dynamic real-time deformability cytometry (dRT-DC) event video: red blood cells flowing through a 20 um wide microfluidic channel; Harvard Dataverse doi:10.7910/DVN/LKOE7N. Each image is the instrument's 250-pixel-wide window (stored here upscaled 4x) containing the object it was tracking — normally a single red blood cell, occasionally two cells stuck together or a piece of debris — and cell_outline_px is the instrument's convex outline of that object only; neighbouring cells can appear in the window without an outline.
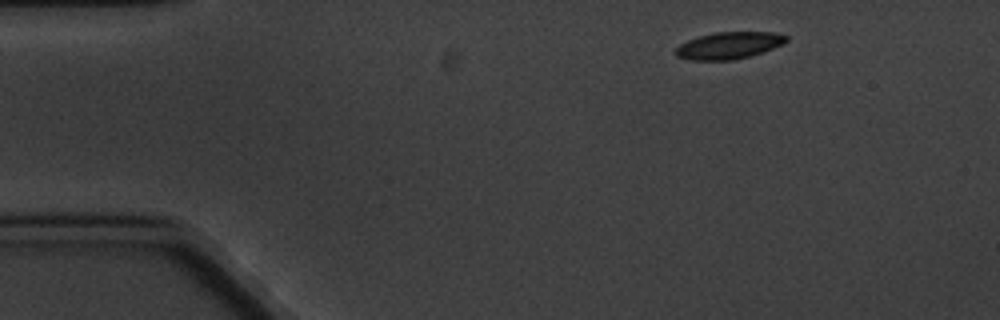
{"species": "common noctule bat (a hibernating species)", "species_latin": "Nyctalus noctula", "temperature_condition": "cold", "stored_images_in_passage": 3, "camera_frame_rate_fps": 3000, "um_per_image_px": 0.085, "animal": {"sex": "male", "body_mass_g": 20.1, "forearm_length_mm": 53.5}, "frame": {"image": 1, "passage_image": 1, "time_ms": 0.0, "image_size_px": [1000, 320], "cell_outline_px": [[788, 40], [784, 44], [764, 52], [732, 60], [688, 60], [676, 56], [676, 48], [680, 44], [688, 40], [700, 36], [716, 32], [772, 32], [788, 36]], "centroid_in_image_um": [61.98, 3.86], "position_along_channel_um": 23.0, "area_um2": 17.34}}
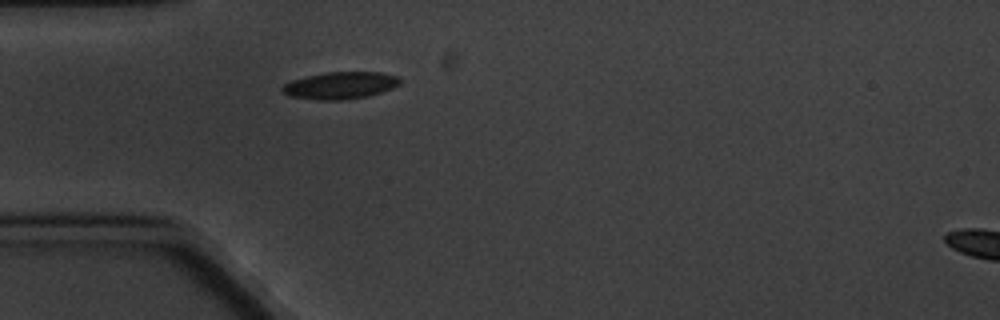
{"frame": {"image": 2, "passage_image": 3, "time_ms": 3.0, "image_size_px": [1000, 320], "cell_outline_px": [[400, 84], [392, 88], [368, 96], [344, 100], [320, 100], [288, 96], [280, 92], [280, 88], [284, 84], [292, 80], [324, 72], [380, 72], [400, 76]], "centroid_in_image_um": [28.9, 7.26], "position_along_channel_um": 56.1, "area_um2": 18.73}}